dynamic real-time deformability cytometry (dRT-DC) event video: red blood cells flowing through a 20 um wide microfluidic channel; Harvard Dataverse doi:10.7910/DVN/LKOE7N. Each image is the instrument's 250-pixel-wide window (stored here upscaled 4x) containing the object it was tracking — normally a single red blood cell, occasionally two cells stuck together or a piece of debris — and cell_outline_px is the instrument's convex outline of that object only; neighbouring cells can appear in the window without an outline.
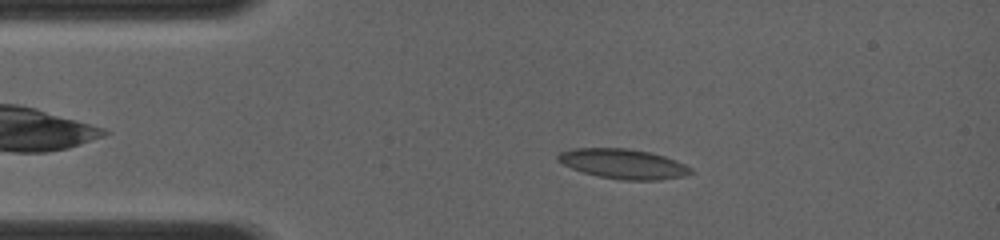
{"species": "common noctule bat (a hibernating species)", "species_latin": "Nyctalus noctula", "temperature_condition": "room temperature", "stored_images_in_passage": 12, "camera_frame_rate_fps": 4000, "um_per_image_px": 0.085, "animal": {"sex": "female", "body_mass_g": 19.0, "forearm_length_mm": 56.7}, "frame": {"image": 1, "passage_image": 4, "time_ms": 2.5, "image_size_px": [1000, 240], "cell_outline_px": [[692, 172], [684, 176], [656, 180], [620, 180], [596, 176], [572, 168], [556, 160], [556, 156], [560, 152], [572, 148], [628, 148], [648, 152], [664, 156], [676, 160], [692, 168]], "centroid_in_image_um": [52.95, 13.92], "position_along_channel_um": 32.0, "area_um2": 23.06}}
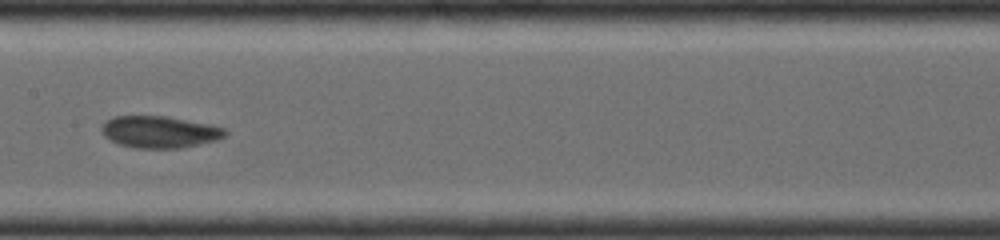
{"frame": {"image": 2, "passage_image": 9, "time_ms": 7.0, "image_size_px": [1000, 240], "cell_outline_px": [[228, 132], [220, 140], [180, 148], [136, 148], [120, 144], [104, 136], [100, 128], [104, 120], [112, 116], [168, 116], [208, 124], [224, 128]], "centroid_in_image_um": [13.55, 11.21], "position_along_channel_um": 193.8, "area_um2": 23.06}}
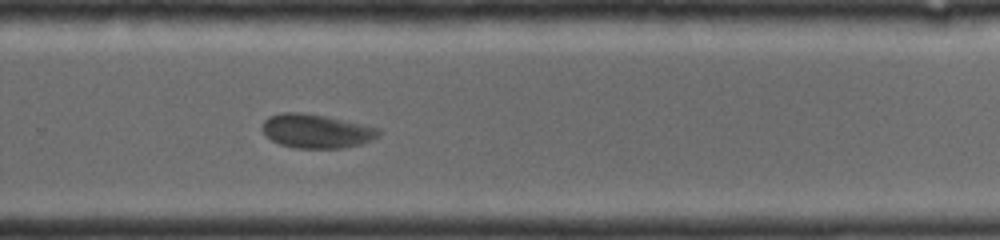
{"frame": {"image": 3, "passage_image": 12, "time_ms": 9.5, "image_size_px": [1000, 240], "cell_outline_px": [[380, 136], [372, 140], [360, 144], [344, 148], [296, 148], [280, 144], [272, 140], [264, 132], [260, 124], [268, 116], [284, 112], [300, 112], [324, 116], [380, 128]], "centroid_in_image_um": [26.88, 11.14], "position_along_channel_um": 302.9, "area_um2": 22.95}}